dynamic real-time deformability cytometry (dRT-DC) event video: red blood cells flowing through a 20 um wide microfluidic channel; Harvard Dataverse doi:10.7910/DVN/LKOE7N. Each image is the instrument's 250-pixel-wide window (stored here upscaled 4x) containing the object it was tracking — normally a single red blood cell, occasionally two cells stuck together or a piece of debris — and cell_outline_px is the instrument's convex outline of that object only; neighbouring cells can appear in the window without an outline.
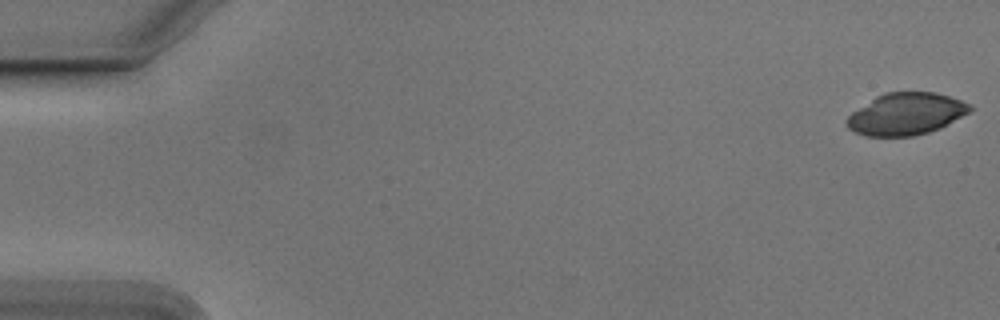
{"species": "Egyptian fruit bat (a non-hibernating species)", "species_latin": "Rousettus aegyptiacus", "temperature_condition": "cold", "stored_images_in_passage": 51, "camera_frame_rate_fps": 3000, "um_per_image_px": 0.085, "animal": {"sex": "male"}, "frame": {"image": 1, "passage_image": 1, "time_ms": 0.0, "image_size_px": [1000, 320], "cell_outline_px": [[972, 108], [968, 112], [940, 128], [928, 132], [912, 136], [864, 136], [848, 128], [844, 120], [852, 112], [876, 96], [884, 92], [936, 92], [972, 104]], "centroid_in_image_um": [76.98, 9.68], "position_along_channel_um": 8.0, "area_um2": 30.0}}